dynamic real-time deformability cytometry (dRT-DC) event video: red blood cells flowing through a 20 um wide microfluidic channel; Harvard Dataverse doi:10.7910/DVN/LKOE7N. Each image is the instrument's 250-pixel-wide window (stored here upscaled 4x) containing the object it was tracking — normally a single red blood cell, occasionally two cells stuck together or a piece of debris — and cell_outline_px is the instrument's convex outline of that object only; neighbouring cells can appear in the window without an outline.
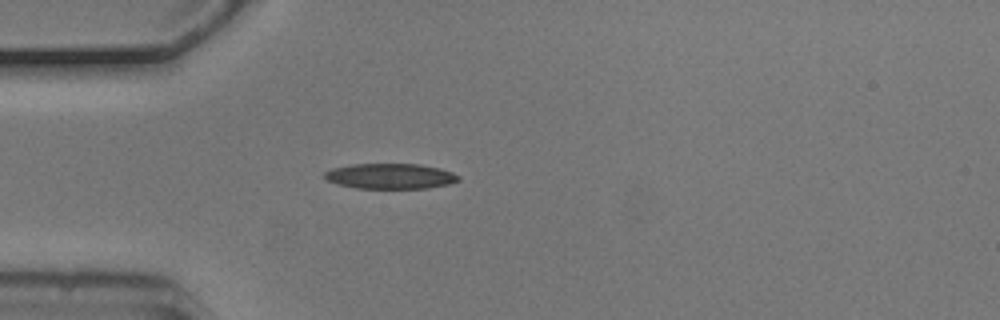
{"species": "common noctule bat (a hibernating species)", "species_latin": "Nyctalus noctula", "temperature_condition": "cold", "stored_images_in_passage": 4, "camera_frame_rate_fps": 3000, "um_per_image_px": 0.085, "animal": {"sex": "male", "body_mass_g": 20.5, "forearm_length_mm": 52.5}, "frame": {"image": 1, "passage_image": 4, "time_ms": 1.0, "image_size_px": [1000, 320], "cell_outline_px": [[460, 180], [448, 184], [428, 188], [356, 188], [340, 184], [328, 180], [324, 176], [324, 172], [332, 168], [352, 164], [420, 164], [440, 168], [452, 172], [460, 176]], "centroid_in_image_um": [33.21, 14.96], "position_along_channel_um": 51.8, "area_um2": 19.71}}